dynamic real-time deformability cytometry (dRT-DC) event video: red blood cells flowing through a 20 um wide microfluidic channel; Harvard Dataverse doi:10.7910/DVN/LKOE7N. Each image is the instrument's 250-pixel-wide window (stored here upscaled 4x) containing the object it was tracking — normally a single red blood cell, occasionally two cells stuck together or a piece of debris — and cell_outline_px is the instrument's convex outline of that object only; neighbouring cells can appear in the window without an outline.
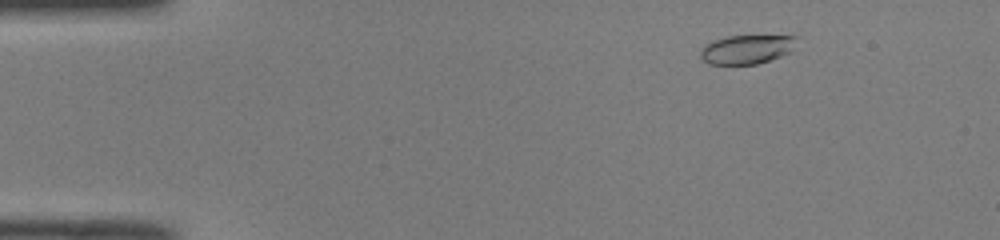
{"species": "common noctule bat (a hibernating species)", "species_latin": "Nyctalus noctula", "temperature_condition": "room temperature", "stored_images_in_passage": 48, "camera_frame_rate_fps": 3000, "um_per_image_px": 0.085, "animal": {"sex": "male", "body_mass_g": 19.0, "forearm_length_mm": 50.8}, "frame": {"image": 1, "passage_image": 4, "time_ms": 1.0, "image_size_px": [1000, 240], "cell_outline_px": [[800, 36], [792, 52], [756, 64], [708, 64], [700, 56], [700, 52], [704, 44], [712, 40], [728, 36]], "centroid_in_image_um": [63.49, 4.18], "position_along_channel_um": 21.5, "area_um2": 16.36}}
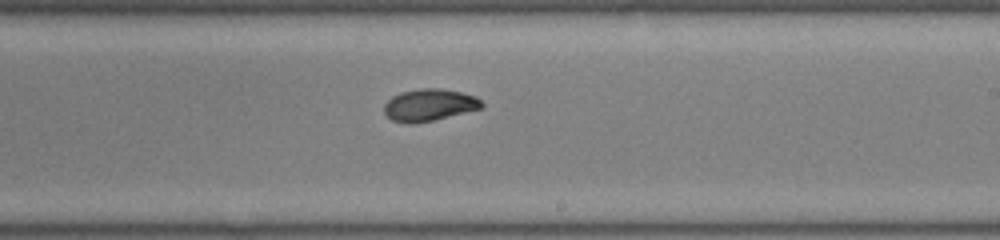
{"frame": {"image": 2, "passage_image": 28, "time_ms": 9.0, "image_size_px": [1000, 240], "cell_outline_px": [[484, 104], [480, 108], [432, 120], [408, 124], [392, 120], [384, 112], [384, 104], [392, 96], [400, 92], [420, 88], [440, 88], [460, 92], [476, 96]], "centroid_in_image_um": [36.45, 8.91], "position_along_channel_um": 252.5, "area_um2": 17.98}}
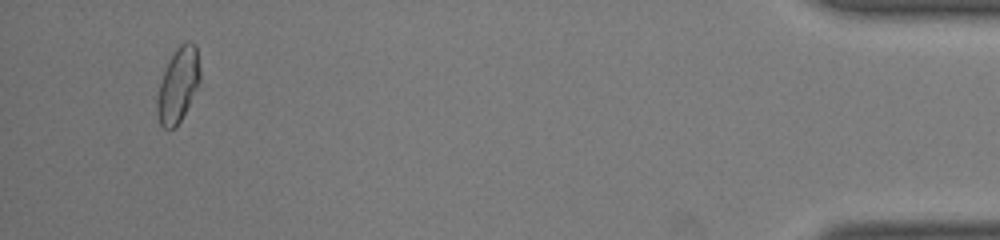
{"frame": {"image": 3, "passage_image": 46, "time_ms": 15.0, "image_size_px": [1000, 240], "cell_outline_px": [[200, 80], [180, 120], [172, 128], [164, 128], [160, 124], [156, 112], [156, 100], [160, 80], [172, 52], [180, 44], [188, 40], [196, 44], [200, 68]], "centroid_in_image_um": [15.12, 7.16], "position_along_channel_um": 420.1, "area_um2": 18.5}, "authors_computed_cell_mechanics": {"area_um2": 17.9758, "velocity_mm_per_s": 4.0078, "shape_relaxation_time_tau1_ms": 4.3948, "shape_relaxation_time_tau2_ms": 2.7455, "deformation_change_tau1": 0.1307, "deformation_change_tau2": 0.07}}